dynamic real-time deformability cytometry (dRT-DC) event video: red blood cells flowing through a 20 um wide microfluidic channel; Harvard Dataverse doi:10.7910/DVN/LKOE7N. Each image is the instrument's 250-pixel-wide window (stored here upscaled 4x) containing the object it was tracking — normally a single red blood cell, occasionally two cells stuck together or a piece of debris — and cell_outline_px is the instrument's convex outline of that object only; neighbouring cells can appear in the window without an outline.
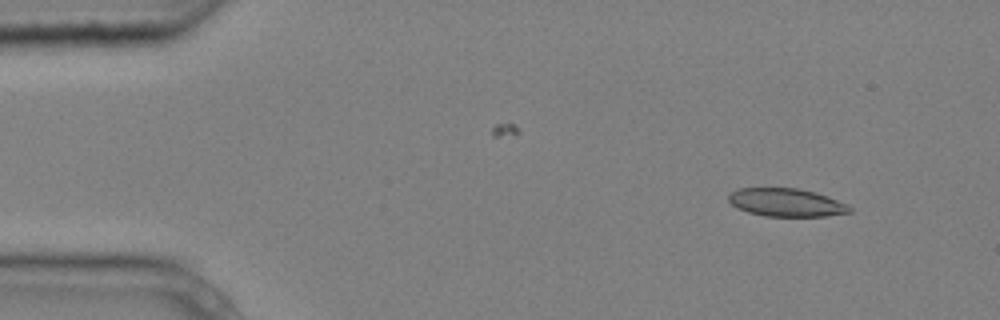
{"species": "common noctule bat (a hibernating species)", "species_latin": "Nyctalus noctula", "temperature_condition": "cold", "stored_images_in_passage": 4, "camera_frame_rate_fps": 3000, "um_per_image_px": 0.085, "animal": {"sex": "male", "body_mass_g": 20.4}, "frame": {"image": 1, "passage_image": 1, "time_ms": 0.0, "image_size_px": [1000, 320], "cell_outline_px": [[852, 212], [824, 216], [764, 216], [748, 212], [736, 208], [728, 200], [728, 196], [736, 188], [800, 188], [816, 192], [828, 196], [848, 204], [852, 208]], "centroid_in_image_um": [66.85, 17.2], "position_along_channel_um": 18.2, "area_um2": 20.0}}
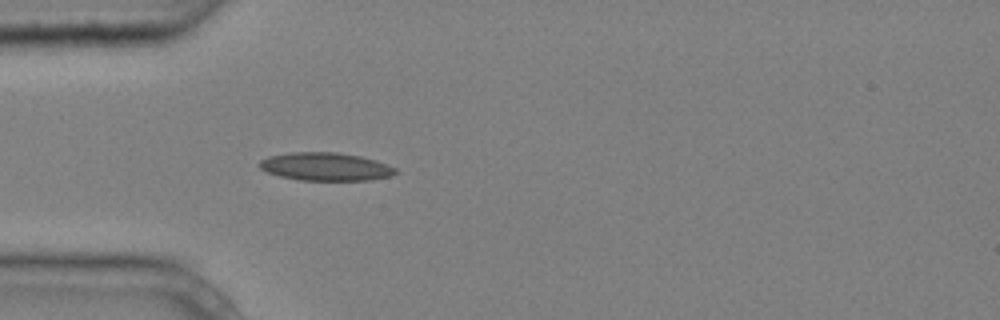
{"frame": {"image": 2, "passage_image": 4, "time_ms": 1.0, "image_size_px": [1000, 320], "cell_outline_px": [[400, 172], [388, 176], [372, 180], [300, 180], [280, 176], [268, 172], [260, 168], [256, 164], [260, 160], [268, 156], [288, 152], [336, 152], [360, 156], [376, 160], [396, 168]], "centroid_in_image_um": [27.66, 14.16], "position_along_channel_um": 57.3, "area_um2": 22.37}}